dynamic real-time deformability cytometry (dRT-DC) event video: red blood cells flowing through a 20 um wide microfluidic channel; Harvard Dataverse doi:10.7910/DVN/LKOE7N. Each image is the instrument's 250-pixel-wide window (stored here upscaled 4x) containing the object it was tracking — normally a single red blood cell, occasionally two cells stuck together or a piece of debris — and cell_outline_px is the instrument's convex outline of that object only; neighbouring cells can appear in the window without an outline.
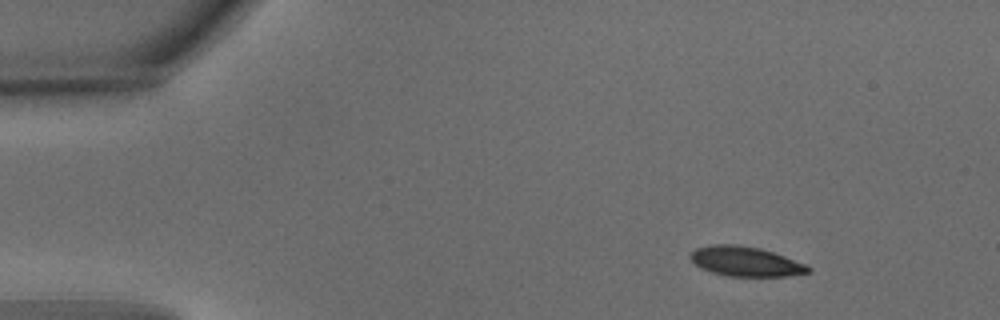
{"species": "common noctule bat (a hibernating species)", "species_latin": "Nyctalus noctula", "temperature_condition": "warm", "stored_images_in_passage": 5, "camera_frame_rate_fps": 3000, "um_per_image_px": 0.085, "animal": {"sex": "male", "body_mass_g": 15.6}, "frame": {"image": 1, "passage_image": 1, "time_ms": 0.0, "image_size_px": [1000, 320], "cell_outline_px": [[812, 272], [788, 276], [728, 276], [712, 272], [700, 268], [688, 256], [696, 248], [712, 244], [736, 244], [760, 248], [784, 256], [804, 264], [812, 268]], "centroid_in_image_um": [63.37, 22.22], "position_along_channel_um": 21.6, "area_um2": 20.35}}
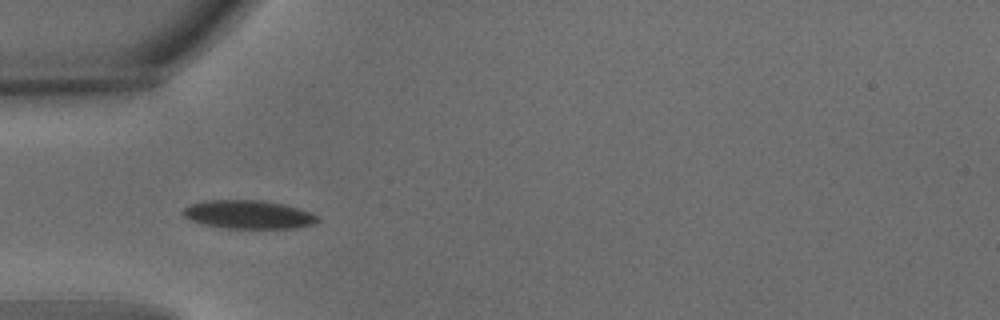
{"frame": {"image": 2, "passage_image": 4, "time_ms": 1.0, "image_size_px": [1000, 320], "cell_outline_px": [[320, 220], [312, 224], [296, 228], [224, 228], [204, 224], [192, 220], [184, 216], [180, 212], [188, 204], [204, 200], [260, 200], [284, 204], [320, 216]], "centroid_in_image_um": [21.08, 18.23], "position_along_channel_um": 63.9, "area_um2": 22.31}}
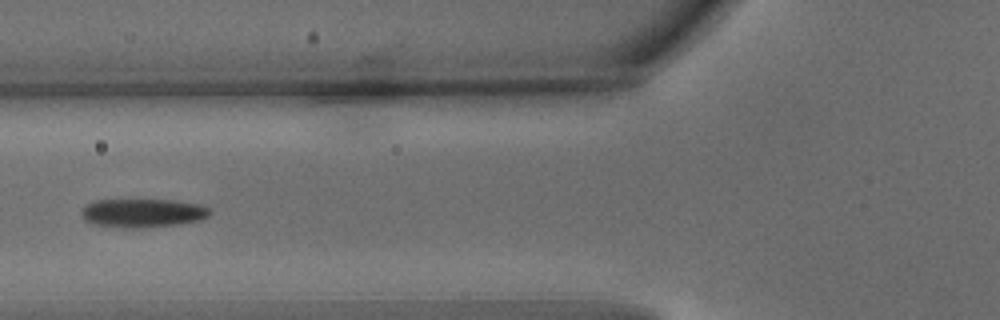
{"frame": {"image": 3, "passage_image": 5, "time_ms": 1.333, "image_size_px": [1000, 320], "cell_outline_px": [[212, 212], [208, 216], [200, 220], [180, 224], [140, 228], [120, 228], [92, 224], [84, 220], [80, 212], [88, 204], [96, 200], [176, 200], [200, 204], [212, 208]], "centroid_in_image_um": [12.17, 18.11], "position_along_channel_um": 113.6, "area_um2": 21.73}}